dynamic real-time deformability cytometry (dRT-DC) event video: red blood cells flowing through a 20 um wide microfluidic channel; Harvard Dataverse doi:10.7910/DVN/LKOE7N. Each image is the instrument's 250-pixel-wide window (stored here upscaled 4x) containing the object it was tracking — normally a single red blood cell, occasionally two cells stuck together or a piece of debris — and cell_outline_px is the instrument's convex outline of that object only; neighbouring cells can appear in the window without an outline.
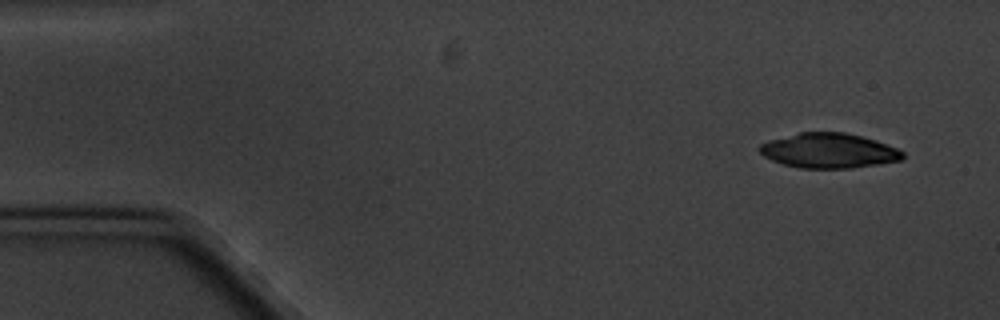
{"species": "common noctule bat (a hibernating species)", "species_latin": "Nyctalus noctula", "temperature_condition": "cold", "stored_images_in_passage": 4, "camera_frame_rate_fps": 3000, "um_per_image_px": 0.085, "animal": {"sex": "male", "body_mass_g": 20.1, "forearm_length_mm": 53.5}, "frame": {"image": 1, "passage_image": 1, "time_ms": 0.0, "image_size_px": [1000, 320], "cell_outline_px": [[904, 156], [900, 160], [852, 168], [800, 168], [784, 164], [772, 160], [764, 156], [756, 148], [760, 144], [768, 140], [800, 132], [844, 132], [876, 140], [896, 148], [904, 152]], "centroid_in_image_um": [70.41, 12.8], "position_along_channel_um": 14.6, "area_um2": 28.96}}